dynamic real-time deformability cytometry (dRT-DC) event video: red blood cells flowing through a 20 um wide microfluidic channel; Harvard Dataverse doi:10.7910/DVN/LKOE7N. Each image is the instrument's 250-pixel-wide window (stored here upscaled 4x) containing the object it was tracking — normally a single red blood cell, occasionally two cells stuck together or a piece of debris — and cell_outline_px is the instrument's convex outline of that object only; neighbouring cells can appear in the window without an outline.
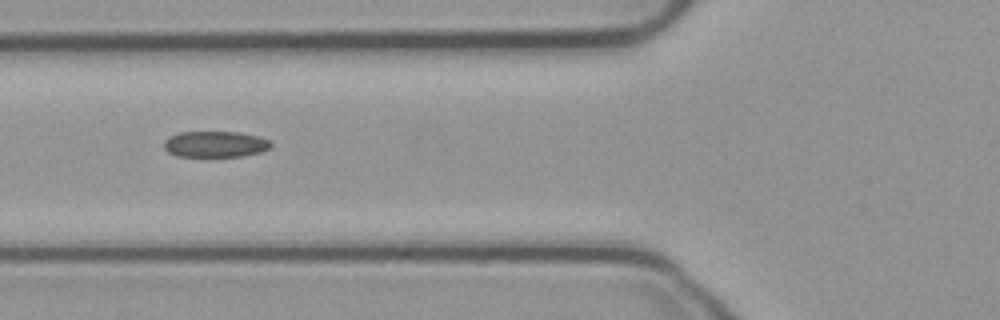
{"species": "common noctule bat (a hibernating species)", "species_latin": "Nyctalus noctula", "temperature_condition": "cold", "stored_images_in_passage": 9, "camera_frame_rate_fps": 3000, "um_per_image_px": 0.085, "animal": {"sex": "male", "body_mass_g": 23.1, "forearm_length_mm": 52.7}, "frame": {"image": 1, "passage_image": 2, "time_ms": 0.333, "image_size_px": [1000, 320], "cell_outline_px": [[272, 144], [268, 148], [260, 152], [244, 156], [176, 156], [168, 152], [164, 148], [164, 140], [168, 136], [180, 132], [240, 132], [260, 136], [268, 140]], "centroid_in_image_um": [18.27, 12.25], "position_along_channel_um": 107.5, "area_um2": 16.3}}